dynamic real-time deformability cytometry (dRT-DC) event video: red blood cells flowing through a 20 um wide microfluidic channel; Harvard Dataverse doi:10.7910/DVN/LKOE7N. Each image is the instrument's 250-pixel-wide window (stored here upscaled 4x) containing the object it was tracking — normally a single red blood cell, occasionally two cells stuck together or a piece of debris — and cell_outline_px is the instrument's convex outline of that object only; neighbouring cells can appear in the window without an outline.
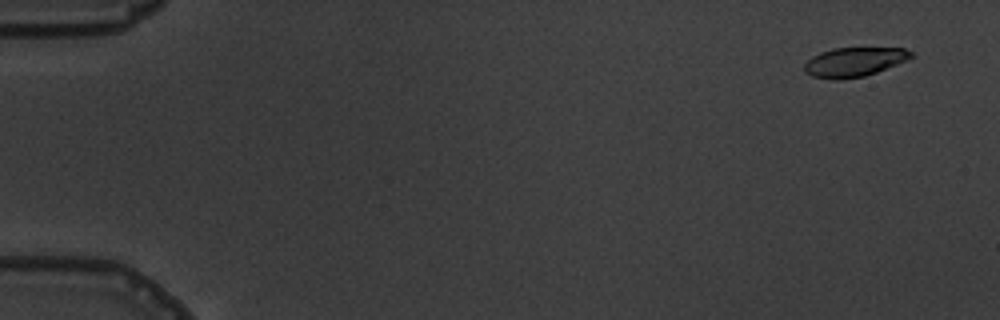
{"species": "common noctule bat (a hibernating species)", "species_latin": "Nyctalus noctula", "temperature_condition": "warm", "stored_images_in_passage": 5, "camera_frame_rate_fps": 3000, "um_per_image_px": 0.085, "animal": {"sex": "male", "body_mass_g": 19.5, "forearm_length_mm": 54.6}, "frame": {"image": 1, "passage_image": 2, "time_ms": 1.0, "image_size_px": [1000, 320], "cell_outline_px": [[916, 56], [876, 72], [864, 76], [840, 80], [836, 80], [812, 76], [804, 72], [804, 64], [812, 56], [820, 52], [832, 48], [904, 48], [912, 52]], "centroid_in_image_um": [72.58, 5.26], "position_along_channel_um": 12.4, "area_um2": 18.21}}